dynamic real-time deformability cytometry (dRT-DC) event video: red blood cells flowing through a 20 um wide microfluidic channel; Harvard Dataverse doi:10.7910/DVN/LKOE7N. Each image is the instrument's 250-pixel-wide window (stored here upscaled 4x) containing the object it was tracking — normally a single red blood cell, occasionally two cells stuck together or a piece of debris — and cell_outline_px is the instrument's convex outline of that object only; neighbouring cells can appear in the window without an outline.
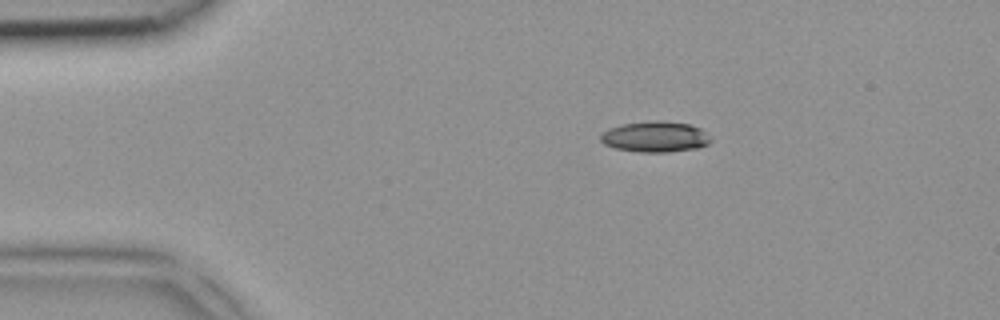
{"species": "common noctule bat (a hibernating species)", "species_latin": "Nyctalus noctula", "temperature_condition": "room temperature", "stored_images_in_passage": 2, "camera_frame_rate_fps": 3000, "um_per_image_px": 0.085, "animal": {"sex": "female", "body_mass_g": 18.4}, "frame": {"image": 1, "passage_image": 2, "time_ms": 0.333, "image_size_px": [1000, 320], "cell_outline_px": [[712, 140], [708, 144], [696, 148], [668, 152], [636, 152], [616, 148], [604, 144], [600, 140], [600, 136], [608, 128], [620, 124], [656, 120], [688, 124], [700, 128]], "centroid_in_image_um": [55.66, 11.63], "position_along_channel_um": 29.3, "area_um2": 19.65}}